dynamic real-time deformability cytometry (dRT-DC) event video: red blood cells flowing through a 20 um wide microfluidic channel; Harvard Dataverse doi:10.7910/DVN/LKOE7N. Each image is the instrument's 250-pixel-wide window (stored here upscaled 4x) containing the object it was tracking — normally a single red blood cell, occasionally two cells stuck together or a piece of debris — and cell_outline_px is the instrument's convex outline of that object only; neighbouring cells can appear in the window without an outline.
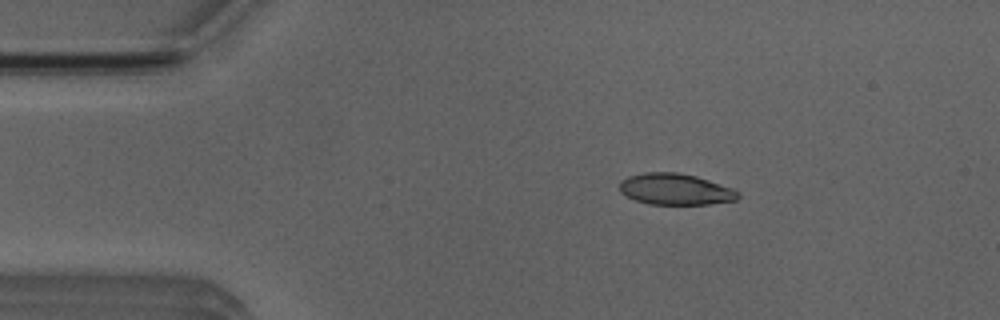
{"species": "Egyptian fruit bat (a non-hibernating species)", "species_latin": "Rousettus aegyptiacus", "temperature_condition": "room temperature", "stored_images_in_passage": 6, "camera_frame_rate_fps": 3000, "um_per_image_px": 0.085, "animal": {"sex": "male"}, "frame": {"image": 1, "passage_image": 1, "time_ms": 0.0, "image_size_px": [1000, 320], "cell_outline_px": [[740, 196], [736, 200], [708, 204], [648, 204], [636, 200], [620, 192], [620, 180], [628, 176], [644, 172], [676, 172], [696, 176], [732, 188], [740, 192]], "centroid_in_image_um": [57.4, 16.08], "position_along_channel_um": 27.6, "area_um2": 21.56}}
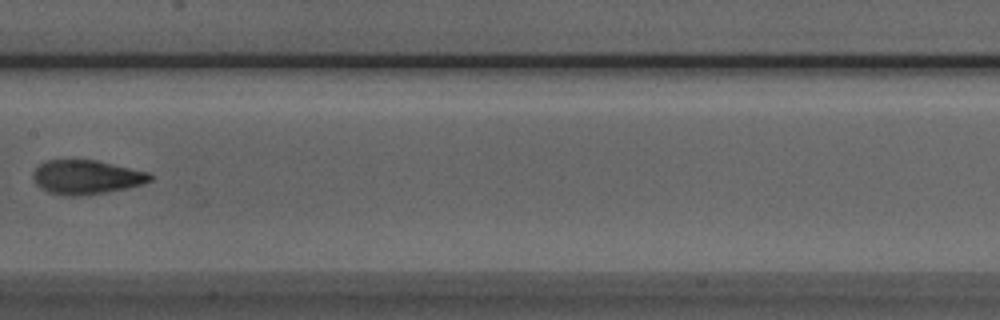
{"frame": {"image": 2, "passage_image": 6, "time_ms": 5.667, "image_size_px": [1000, 320], "cell_outline_px": [[152, 180], [144, 184], [128, 188], [104, 192], [76, 196], [64, 196], [48, 192], [40, 188], [36, 184], [32, 176], [32, 172], [44, 160], [96, 160], [148, 172], [152, 176]], "centroid_in_image_um": [7.32, 15.06], "position_along_channel_um": 200.1, "area_um2": 23.29}}